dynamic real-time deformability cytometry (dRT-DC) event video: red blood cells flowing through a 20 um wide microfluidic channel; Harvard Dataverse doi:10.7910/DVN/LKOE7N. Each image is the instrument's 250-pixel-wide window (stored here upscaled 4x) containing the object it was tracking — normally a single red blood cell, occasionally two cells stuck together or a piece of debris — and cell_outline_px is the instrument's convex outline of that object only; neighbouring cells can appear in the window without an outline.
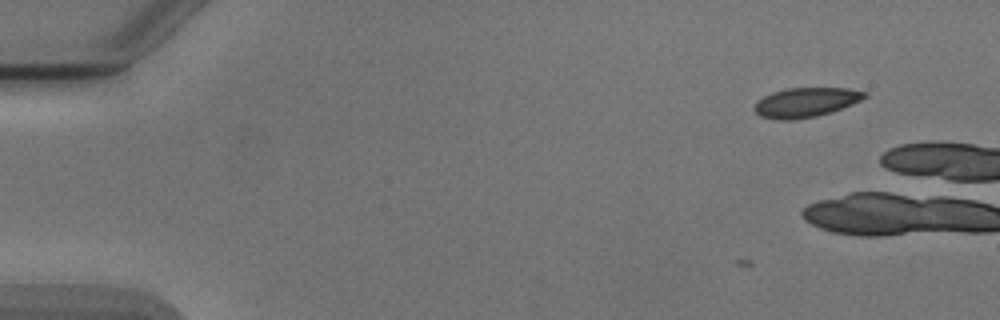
{"species": "Egyptian fruit bat (a non-hibernating species)", "species_latin": "Rousettus aegyptiacus", "temperature_condition": "cold", "stored_images_in_passage": 4, "camera_frame_rate_fps": 3000, "um_per_image_px": 0.085, "animal": {"sex": "male"}, "frame": {"image": 1, "passage_image": 2, "time_ms": 1.0, "image_size_px": [1000, 320], "cell_outline_px": [[868, 96], [852, 104], [816, 116], [792, 120], [780, 120], [760, 116], [752, 108], [756, 100], [772, 92], [788, 88], [848, 88], [868, 92]], "centroid_in_image_um": [68.46, 8.69], "position_along_channel_um": 16.5, "area_um2": 18.9}}